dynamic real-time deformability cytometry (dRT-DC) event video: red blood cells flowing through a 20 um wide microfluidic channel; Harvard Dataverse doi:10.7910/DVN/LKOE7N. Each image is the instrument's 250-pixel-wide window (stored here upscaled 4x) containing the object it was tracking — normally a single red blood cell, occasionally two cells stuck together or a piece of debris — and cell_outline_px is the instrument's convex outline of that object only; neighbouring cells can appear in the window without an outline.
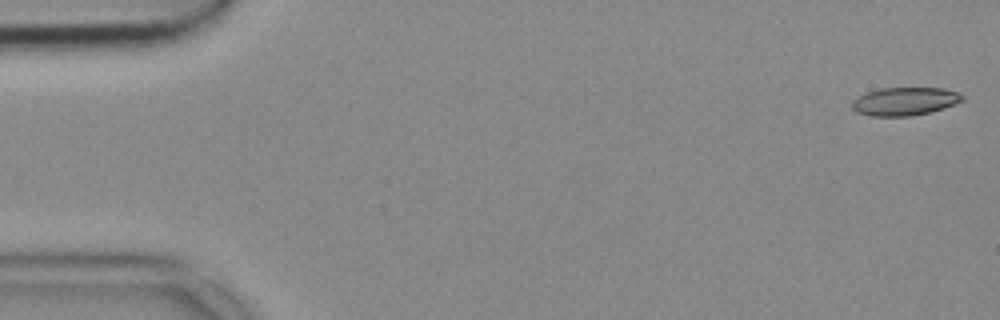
{"species": "common noctule bat (a hibernating species)", "species_latin": "Nyctalus noctula", "temperature_condition": "cold", "stored_images_in_passage": 53, "camera_frame_rate_fps": 3000, "um_per_image_px": 0.085, "animal": {"sex": "female", "body_mass_g": 18.4}, "frame": {"image": 1, "passage_image": 1, "time_ms": 0.0, "image_size_px": [1000, 320], "cell_outline_px": [[964, 100], [944, 108], [912, 116], [872, 116], [856, 112], [852, 108], [852, 100], [868, 92], [880, 88], [944, 88], [956, 92], [964, 96]], "centroid_in_image_um": [76.9, 8.61], "position_along_channel_um": 8.1, "area_um2": 17.98}}
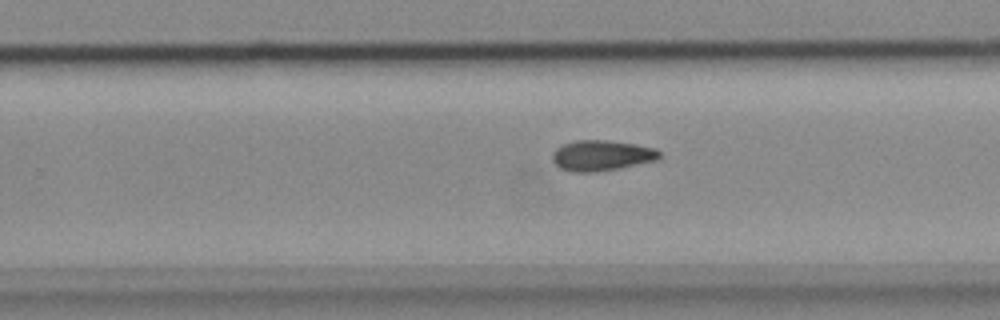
{"frame": {"image": 2, "passage_image": 33, "time_ms": 10.667, "image_size_px": [1000, 320], "cell_outline_px": [[660, 160], [620, 168], [596, 172], [568, 172], [560, 168], [552, 160], [552, 152], [556, 148], [564, 144], [576, 140], [608, 140], [636, 144], [656, 148], [660, 152]], "centroid_in_image_um": [51.15, 13.22], "position_along_channel_um": 278.6, "area_um2": 19.36}}
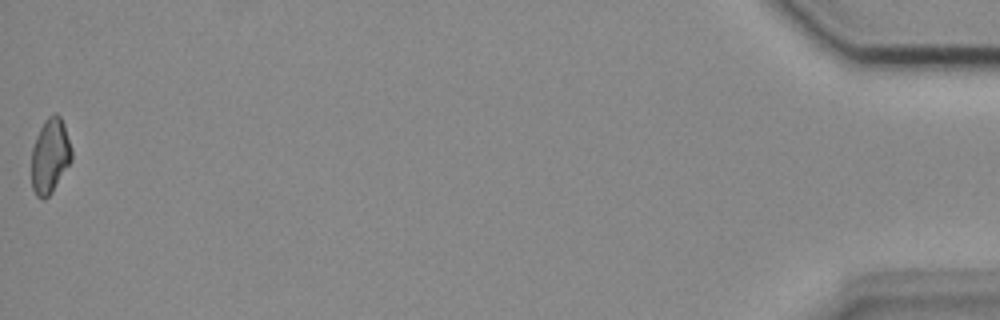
{"frame": {"image": 3, "passage_image": 53, "time_ms": 17.333, "image_size_px": [1000, 320], "cell_outline_px": [[72, 160], [52, 192], [44, 200], [36, 196], [32, 188], [32, 148], [36, 136], [44, 120], [48, 116], [56, 112], [60, 116], [64, 124], [72, 148]], "centroid_in_image_um": [4.26, 13.24], "position_along_channel_um": 430.9, "area_um2": 17.63}}